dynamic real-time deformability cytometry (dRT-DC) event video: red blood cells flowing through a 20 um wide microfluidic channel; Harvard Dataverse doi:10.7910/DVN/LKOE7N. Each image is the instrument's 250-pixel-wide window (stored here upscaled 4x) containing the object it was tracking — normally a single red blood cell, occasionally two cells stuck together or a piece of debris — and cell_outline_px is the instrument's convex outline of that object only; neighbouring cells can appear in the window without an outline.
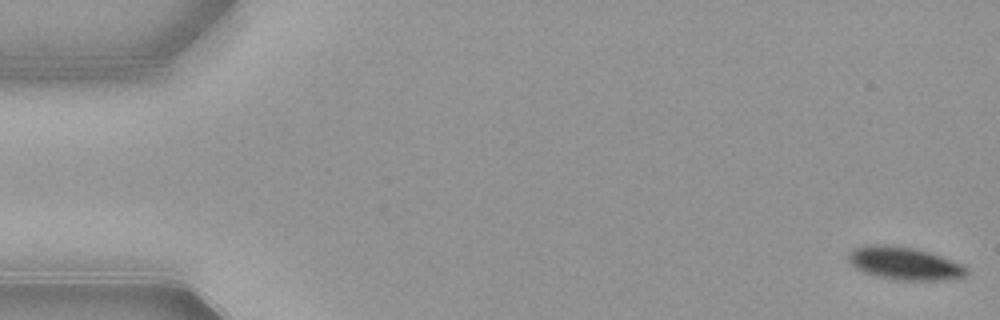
{"species": "common noctule bat (a hibernating species)", "species_latin": "Nyctalus noctula", "temperature_condition": "warm", "stored_images_in_passage": 53, "camera_frame_rate_fps": 3000, "um_per_image_px": 0.085, "animal": {"sex": "female", "body_mass_g": 21.9}, "frame": {"image": 1, "passage_image": 1, "time_ms": 0.0, "image_size_px": [1000, 320], "cell_outline_px": [[968, 272], [964, 276], [944, 280], [900, 280], [880, 276], [864, 272], [856, 268], [848, 260], [848, 252], [852, 248], [864, 244], [888, 244], [912, 248], [928, 252], [964, 264], [968, 268]], "centroid_in_image_um": [76.86, 22.37], "position_along_channel_um": 8.1, "area_um2": 22.6}}
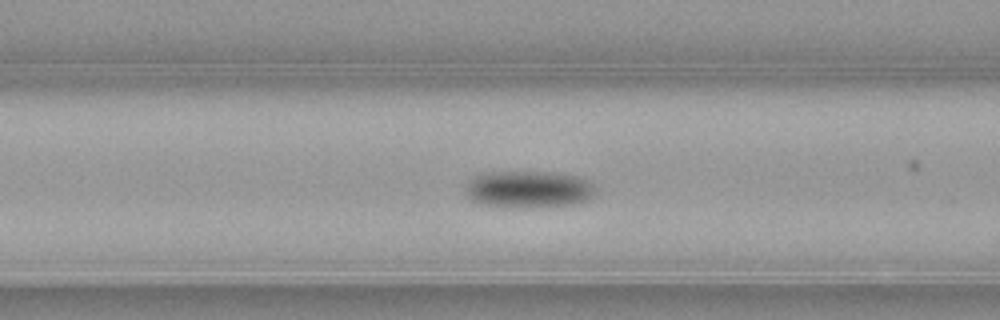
{"frame": {"image": 2, "passage_image": 21, "time_ms": 6.667, "image_size_px": [1000, 320], "cell_outline_px": [[596, 192], [592, 196], [580, 204], [520, 208], [480, 204], [472, 200], [468, 196], [464, 184], [472, 176], [484, 172], [552, 172], [580, 176], [588, 180], [596, 188]], "centroid_in_image_um": [44.93, 16.08], "position_along_channel_um": 121.7, "area_um2": 28.55}}
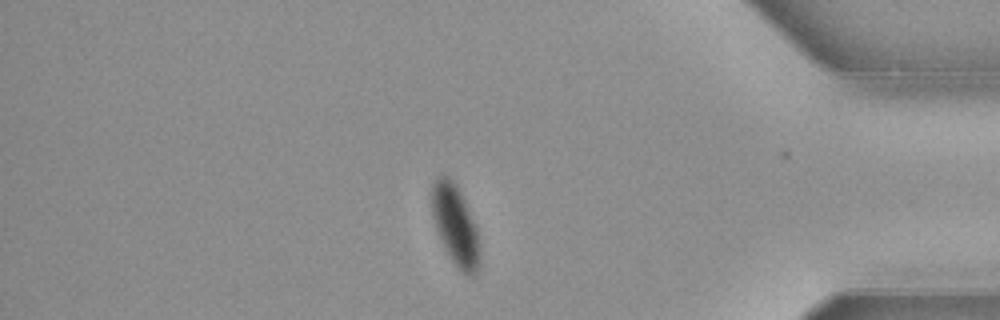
{"frame": {"image": 3, "passage_image": 45, "time_ms": 14.667, "image_size_px": [1000, 320], "cell_outline_px": [[480, 264], [476, 276], [468, 276], [452, 260], [444, 248], [440, 240], [432, 216], [432, 180], [440, 176], [448, 176], [456, 184], [476, 224], [480, 244]], "centroid_in_image_um": [38.73, 19.16], "position_along_channel_um": 396.5, "area_um2": 22.54}, "authors_computed_cell_mechanics": {"area_um2": 25.5476, "velocity_mm_per_s": 3.8607, "shape_relaxation_time_tau1_ms": 3.1682, "shape_relaxation_time_tau2_ms": 3.5501, "deformation_change_tau1": 0.1121, "deformation_change_tau2": 0.0273}}